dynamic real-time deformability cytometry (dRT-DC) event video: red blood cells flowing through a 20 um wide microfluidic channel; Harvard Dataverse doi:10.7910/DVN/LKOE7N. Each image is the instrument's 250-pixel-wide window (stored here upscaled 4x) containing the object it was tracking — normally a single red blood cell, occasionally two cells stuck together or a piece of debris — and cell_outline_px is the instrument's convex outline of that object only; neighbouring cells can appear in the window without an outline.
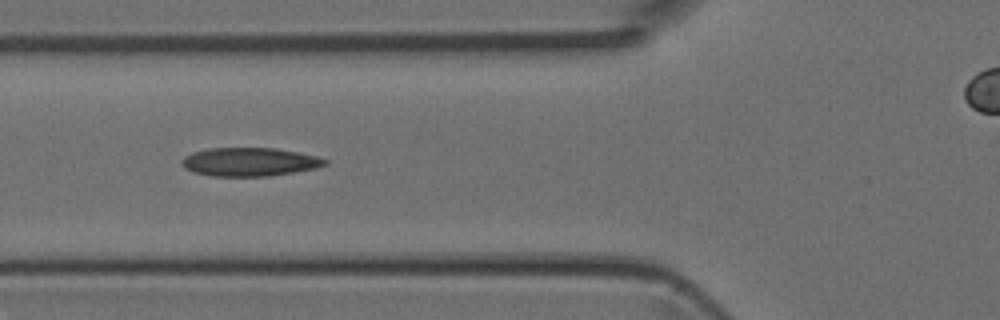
{"species": "Egyptian fruit bat (a non-hibernating species)", "species_latin": "Rousettus aegyptiacus", "temperature_condition": "room temperature", "stored_images_in_passage": 7, "camera_frame_rate_fps": 3000, "um_per_image_px": 0.085, "animal": {"sex": "female"}, "frame": {"image": 1, "passage_image": 6, "time_ms": 1.667, "image_size_px": [1000, 320], "cell_outline_px": [[328, 164], [316, 168], [272, 176], [212, 176], [192, 172], [184, 168], [180, 164], [180, 160], [184, 156], [192, 152], [208, 148], [276, 148], [316, 156], [328, 160]], "centroid_in_image_um": [21.17, 13.76], "position_along_channel_um": 104.6, "area_um2": 23.99}}
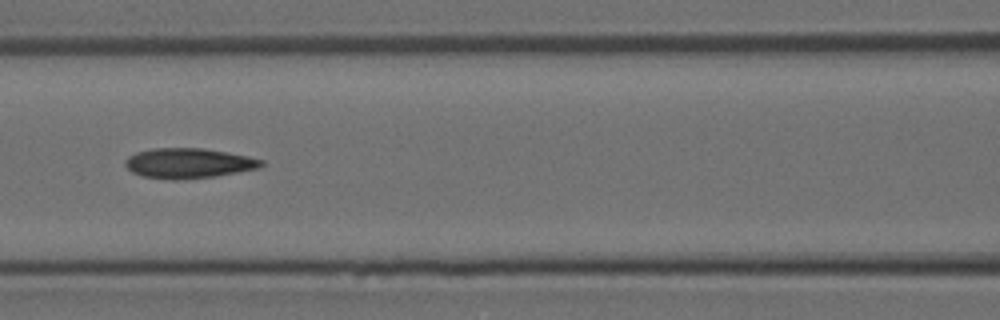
{"frame": {"image": 2, "passage_image": 7, "time_ms": 2.0, "image_size_px": [1000, 320], "cell_outline_px": [[264, 164], [256, 168], [216, 176], [176, 180], [140, 176], [132, 172], [124, 164], [124, 160], [128, 156], [136, 152], [152, 148], [204, 148], [248, 156], [264, 160]], "centroid_in_image_um": [15.98, 13.87], "position_along_channel_um": 150.6, "area_um2": 23.81}}